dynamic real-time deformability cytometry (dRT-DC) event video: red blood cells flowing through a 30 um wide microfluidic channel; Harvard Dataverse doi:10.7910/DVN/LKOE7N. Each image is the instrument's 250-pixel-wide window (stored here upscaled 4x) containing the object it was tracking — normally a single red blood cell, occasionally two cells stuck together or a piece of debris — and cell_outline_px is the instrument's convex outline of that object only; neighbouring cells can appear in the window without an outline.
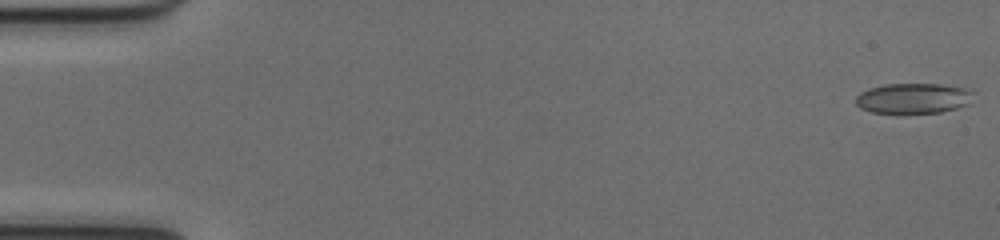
{"species": "common noctule bat (a hibernating species)", "species_latin": "Nyctalus noctula", "temperature_condition": "cold", "stored_images_in_passage": 52, "camera_frame_rate_fps": 3000, "um_per_image_px": 0.085, "animal": {"sex": "female", "body_mass_g": 17.0, "forearm_length_mm": 48.0}, "frame": {"image": 1, "passage_image": 1, "time_ms": 0.0, "image_size_px": [1000, 240], "cell_outline_px": [[972, 92], [968, 104], [956, 108], [940, 112], [872, 112], [860, 108], [856, 104], [856, 96], [860, 92], [868, 88], [884, 84], [940, 84], [964, 88]], "centroid_in_image_um": [77.57, 8.34], "position_along_channel_um": 7.4, "area_um2": 20.4}}
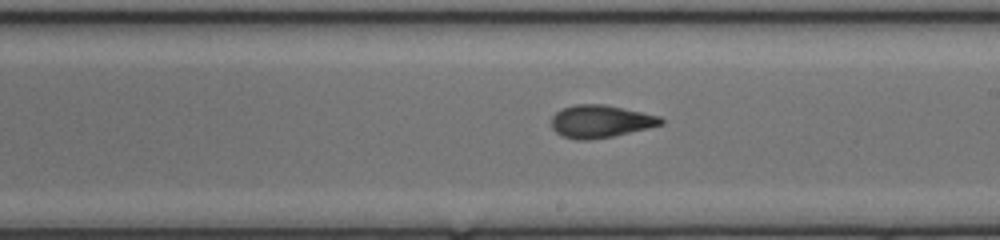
{"frame": {"image": 2, "passage_image": 30, "time_ms": 9.667, "image_size_px": [1000, 240], "cell_outline_px": [[664, 124], [612, 136], [584, 140], [576, 140], [564, 136], [556, 132], [552, 128], [552, 116], [560, 108], [576, 104], [604, 104], [660, 116], [664, 120]], "centroid_in_image_um": [51.02, 10.3], "position_along_channel_um": 238.0, "area_um2": 20.63}}
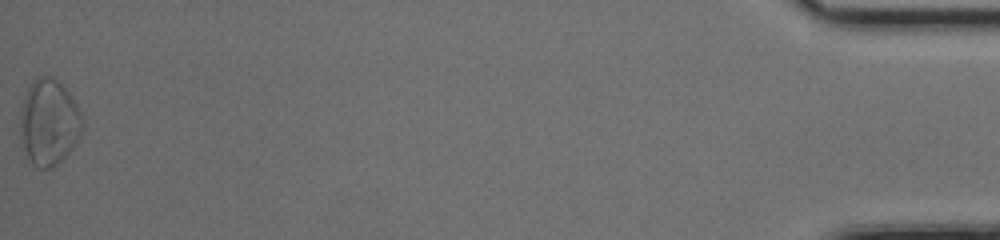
{"frame": {"image": 3, "passage_image": 52, "time_ms": 17.0, "image_size_px": [1000, 240], "cell_outline_px": [[84, 128], [72, 148], [56, 164], [48, 168], [40, 168], [32, 164], [20, 148], [20, 116], [24, 100], [28, 88], [40, 76], [52, 76], [72, 96], [80, 112], [84, 124]], "centroid_in_image_um": [4.14, 10.43], "position_along_channel_um": 431.1, "area_um2": 31.04}, "authors_computed_cell_mechanics": {"area_um2": 21.1259, "velocity_mm_per_s": 4.0203, "shape_relaxation_time_tau1_ms": 9.9251, "shape_relaxation_time_tau2_ms": 1.6924, "deformation_change_tau1": 0.2182, "deformation_change_tau2": 0.0825}}